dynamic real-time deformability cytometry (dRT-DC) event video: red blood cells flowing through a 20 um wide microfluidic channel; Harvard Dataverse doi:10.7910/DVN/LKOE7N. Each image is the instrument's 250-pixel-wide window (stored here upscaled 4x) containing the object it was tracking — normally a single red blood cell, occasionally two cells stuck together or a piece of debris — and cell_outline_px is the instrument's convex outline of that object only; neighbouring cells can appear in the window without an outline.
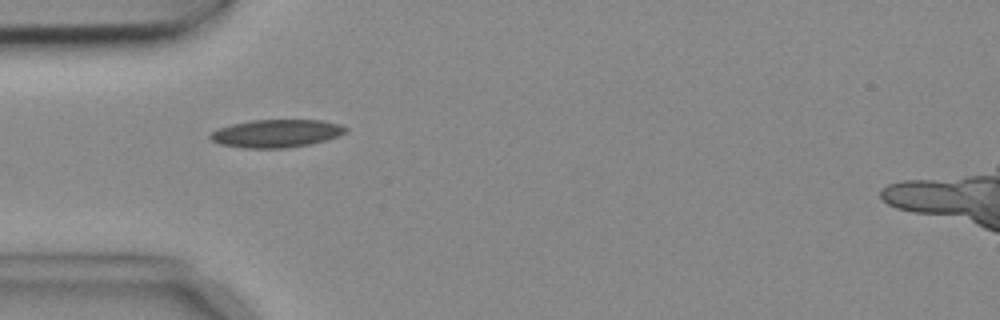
{"species": "common noctule bat (a hibernating species)", "species_latin": "Nyctalus noctula", "temperature_condition": "cold", "stored_images_in_passage": 5, "camera_frame_rate_fps": 3000, "um_per_image_px": 0.085, "animal": {"sex": "female", "body_mass_g": 18.4}, "frame": {"image": 1, "passage_image": 5, "time_ms": 1.333, "image_size_px": [1000, 320], "cell_outline_px": [[348, 128], [340, 136], [312, 144], [288, 148], [244, 148], [220, 144], [212, 140], [208, 136], [212, 132], [220, 128], [232, 124], [252, 120], [320, 120], [340, 124]], "centroid_in_image_um": [23.51, 11.35], "position_along_channel_um": 61.5, "area_um2": 22.02}}